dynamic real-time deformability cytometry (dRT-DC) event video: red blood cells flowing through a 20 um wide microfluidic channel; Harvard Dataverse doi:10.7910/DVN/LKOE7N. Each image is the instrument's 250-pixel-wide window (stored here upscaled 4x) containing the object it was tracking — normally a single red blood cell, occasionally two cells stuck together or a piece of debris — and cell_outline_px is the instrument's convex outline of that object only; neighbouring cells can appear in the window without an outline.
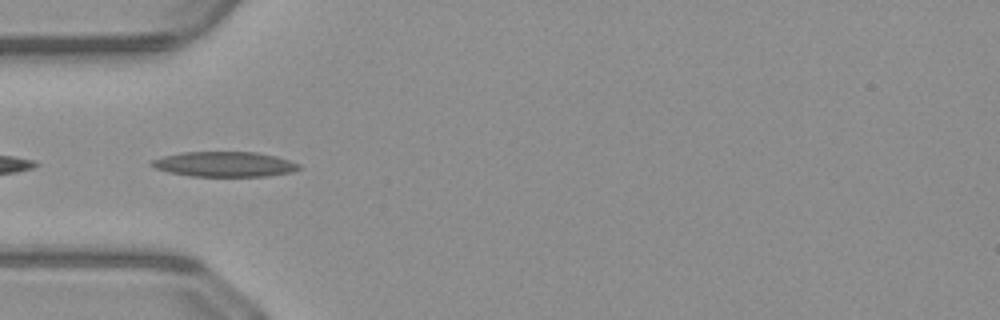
{"species": "common noctule bat (a hibernating species)", "species_latin": "Nyctalus noctula", "temperature_condition": "warm", "stored_images_in_passage": 26, "camera_frame_rate_fps": 3000, "um_per_image_px": 0.085, "animal": {"sex": "male", "body_mass_g": 23.1, "forearm_length_mm": 52.7}, "frame": {"image": 1, "passage_image": 5, "time_ms": 1.333, "image_size_px": [1000, 320], "cell_outline_px": [[300, 168], [292, 172], [268, 176], [188, 176], [168, 172], [156, 168], [148, 164], [152, 160], [164, 156], [184, 152], [256, 152], [276, 156], [300, 164]], "centroid_in_image_um": [19.08, 13.96], "position_along_channel_um": 65.9, "area_um2": 21.5}}
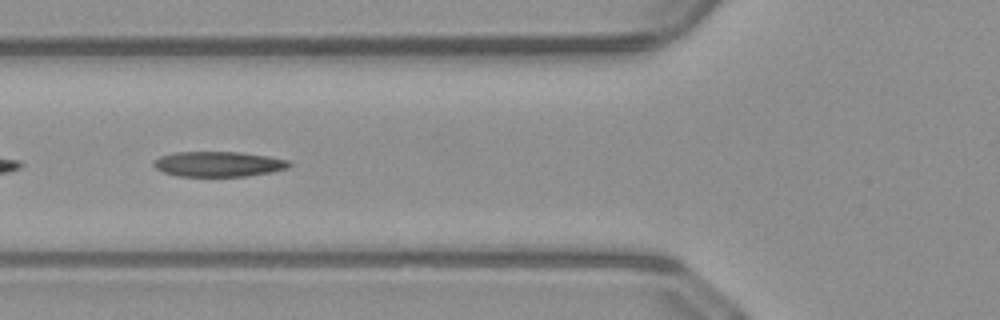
{"frame": {"image": 2, "passage_image": 8, "time_ms": 2.333, "image_size_px": [1000, 320], "cell_outline_px": [[292, 164], [288, 168], [272, 172], [248, 176], [176, 176], [164, 172], [156, 168], [152, 164], [160, 156], [176, 152], [240, 152], [268, 156], [288, 160]], "centroid_in_image_um": [18.59, 13.95], "position_along_channel_um": 107.2, "area_um2": 19.88}}